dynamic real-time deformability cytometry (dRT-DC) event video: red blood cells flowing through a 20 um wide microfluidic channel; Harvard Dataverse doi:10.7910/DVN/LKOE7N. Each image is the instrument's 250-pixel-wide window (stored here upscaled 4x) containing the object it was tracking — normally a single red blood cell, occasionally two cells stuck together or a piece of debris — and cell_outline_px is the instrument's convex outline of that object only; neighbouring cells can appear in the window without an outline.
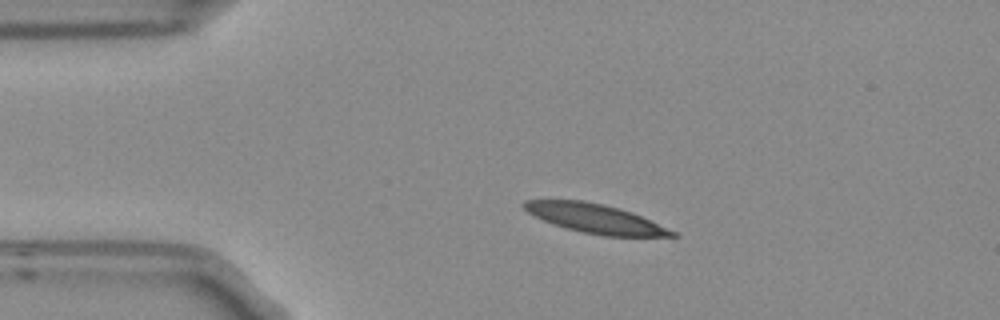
{"species": "Egyptian fruit bat (a non-hibernating species)", "species_latin": "Rousettus aegyptiacus", "temperature_condition": "room temperature", "stored_images_in_passage": 3, "camera_frame_rate_fps": 3000, "um_per_image_px": 0.085, "frame": {"image": 1, "passage_image": 2, "time_ms": 0.333, "image_size_px": [1000, 320], "cell_outline_px": [[680, 236], [604, 236], [580, 232], [552, 224], [528, 212], [520, 204], [524, 200], [584, 200], [604, 204], [632, 212], [676, 232]], "centroid_in_image_um": [50.57, 18.57], "position_along_channel_um": 34.4, "area_um2": 24.97}}